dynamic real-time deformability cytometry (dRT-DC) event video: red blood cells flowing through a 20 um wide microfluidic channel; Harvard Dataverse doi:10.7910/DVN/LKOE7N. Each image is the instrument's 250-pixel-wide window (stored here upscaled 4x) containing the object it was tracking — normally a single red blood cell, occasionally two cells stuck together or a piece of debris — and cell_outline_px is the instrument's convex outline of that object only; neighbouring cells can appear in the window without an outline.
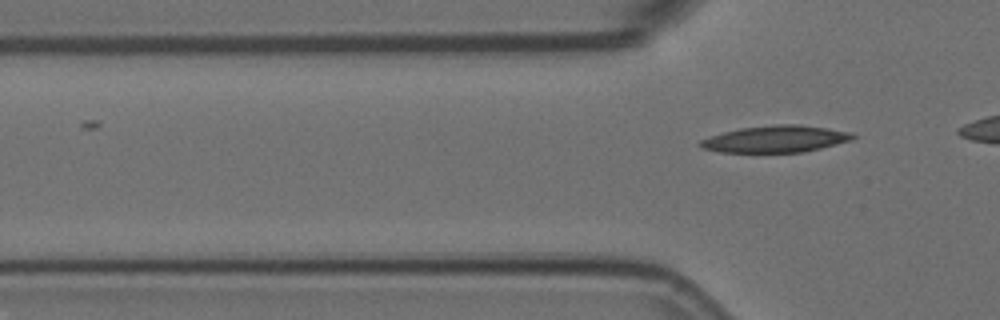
{"species": "Egyptian fruit bat (a non-hibernating species)", "species_latin": "Rousettus aegyptiacus", "temperature_condition": "room temperature", "stored_images_in_passage": 4, "camera_frame_rate_fps": 3000, "um_per_image_px": 0.085, "animal": {"sex": "female"}, "frame": {"image": 1, "passage_image": 4, "time_ms": 1.0, "image_size_px": [1000, 320], "cell_outline_px": [[856, 136], [852, 140], [804, 152], [720, 152], [700, 148], [696, 144], [700, 140], [724, 132], [740, 128], [776, 124], [800, 124], [828, 128], [852, 132]], "centroid_in_image_um": [65.92, 11.81], "position_along_channel_um": 59.9, "area_um2": 23.87}}